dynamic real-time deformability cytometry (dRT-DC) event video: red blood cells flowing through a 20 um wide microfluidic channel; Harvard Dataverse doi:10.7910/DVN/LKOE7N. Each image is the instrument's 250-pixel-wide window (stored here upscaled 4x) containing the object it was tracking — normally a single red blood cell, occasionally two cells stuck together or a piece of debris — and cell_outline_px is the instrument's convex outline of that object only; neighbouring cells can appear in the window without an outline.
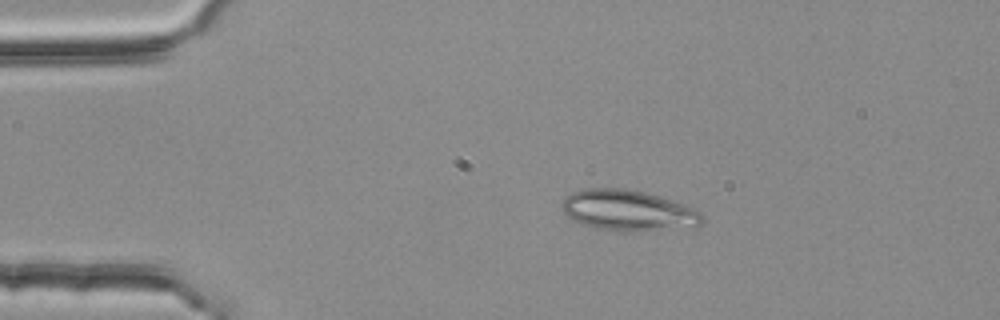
{"species": "common noctule bat (a hibernating species)", "species_latin": "Nyctalus noctula", "temperature_condition": "room temperature", "stored_images_in_passage": 53, "camera_frame_rate_fps": 3000, "um_per_image_px": 0.085, "animal": {"sex": "female", "body_mass_g": 25.1}, "frame": {"image": 1, "passage_image": 10, "time_ms": 3.0, "image_size_px": [1000, 320], "cell_outline_px": [[704, 220], [700, 224], [636, 232], [624, 232], [600, 228], [584, 224], [572, 220], [564, 212], [560, 204], [572, 192], [584, 188], [624, 188], [644, 192], [660, 196], [684, 204], [700, 212], [704, 216]], "centroid_in_image_um": [53.36, 17.87], "position_along_channel_um": 31.6, "area_um2": 32.95}}
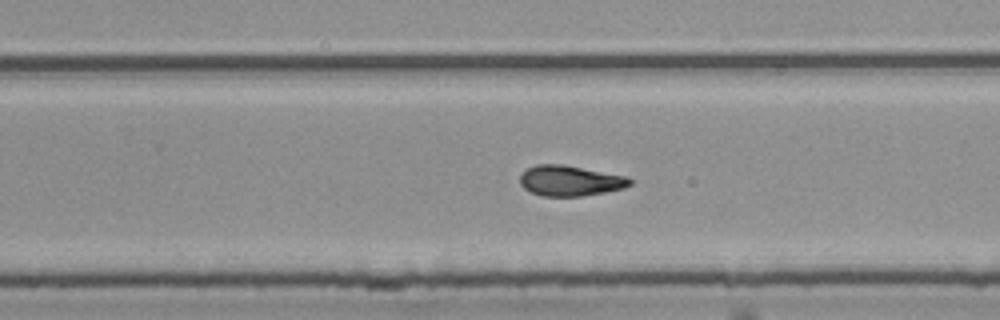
{"frame": {"image": 2, "passage_image": 34, "time_ms": 11.0, "image_size_px": [1000, 320], "cell_outline_px": [[632, 184], [624, 188], [604, 192], [580, 196], [544, 196], [532, 192], [524, 188], [520, 184], [520, 176], [528, 168], [536, 164], [564, 164], [628, 176], [632, 180]], "centroid_in_image_um": [48.49, 15.35], "position_along_channel_um": 281.3, "area_um2": 19.54}}
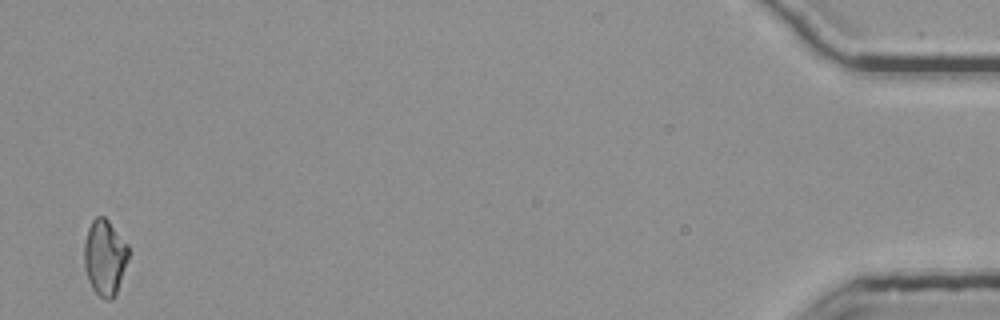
{"frame": {"image": 3, "passage_image": 53, "time_ms": 17.333, "image_size_px": [1000, 320], "cell_outline_px": [[128, 260], [116, 296], [112, 300], [104, 300], [92, 288], [88, 280], [84, 268], [84, 244], [88, 228], [92, 220], [96, 216], [104, 216], [108, 220], [128, 244]], "centroid_in_image_um": [8.91, 21.9], "position_along_channel_um": 426.3, "area_um2": 19.77}, "authors_computed_cell_mechanics": {"area_um2": 19.652, "velocity_mm_per_s": 3.753, "shape_relaxation_time_tau1_ms": null, "shape_relaxation_time_tau2_ms": 3.1716, "deformation_change_tau1": null, "deformation_change_tau2": 0.1016}}